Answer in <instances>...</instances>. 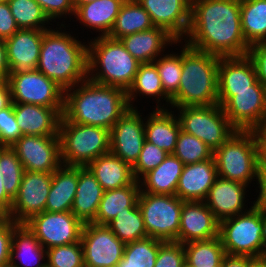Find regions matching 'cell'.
I'll list each match as a JSON object with an SVG mask.
<instances>
[{"instance_id":"1","label":"cell","mask_w":266,"mask_h":267,"mask_svg":"<svg viewBox=\"0 0 266 267\" xmlns=\"http://www.w3.org/2000/svg\"><path fill=\"white\" fill-rule=\"evenodd\" d=\"M183 42L220 57L248 55L240 0H191L190 26Z\"/></svg>"},{"instance_id":"2","label":"cell","mask_w":266,"mask_h":267,"mask_svg":"<svg viewBox=\"0 0 266 267\" xmlns=\"http://www.w3.org/2000/svg\"><path fill=\"white\" fill-rule=\"evenodd\" d=\"M66 30H70L66 24H57L44 32L36 67L64 91L88 76V41L83 38L82 42Z\"/></svg>"},{"instance_id":"3","label":"cell","mask_w":266,"mask_h":267,"mask_svg":"<svg viewBox=\"0 0 266 267\" xmlns=\"http://www.w3.org/2000/svg\"><path fill=\"white\" fill-rule=\"evenodd\" d=\"M129 108L126 91L88 78L64 91L62 116L72 123L111 130Z\"/></svg>"},{"instance_id":"4","label":"cell","mask_w":266,"mask_h":267,"mask_svg":"<svg viewBox=\"0 0 266 267\" xmlns=\"http://www.w3.org/2000/svg\"><path fill=\"white\" fill-rule=\"evenodd\" d=\"M220 56L197 50L182 41V75L170 107L218 104Z\"/></svg>"},{"instance_id":"5","label":"cell","mask_w":266,"mask_h":267,"mask_svg":"<svg viewBox=\"0 0 266 267\" xmlns=\"http://www.w3.org/2000/svg\"><path fill=\"white\" fill-rule=\"evenodd\" d=\"M138 62L119 39L109 36L88 39V76L95 83L127 92L134 82Z\"/></svg>"},{"instance_id":"6","label":"cell","mask_w":266,"mask_h":267,"mask_svg":"<svg viewBox=\"0 0 266 267\" xmlns=\"http://www.w3.org/2000/svg\"><path fill=\"white\" fill-rule=\"evenodd\" d=\"M244 213L220 221L219 237L228 255L264 257L266 251V216L252 201Z\"/></svg>"},{"instance_id":"7","label":"cell","mask_w":266,"mask_h":267,"mask_svg":"<svg viewBox=\"0 0 266 267\" xmlns=\"http://www.w3.org/2000/svg\"><path fill=\"white\" fill-rule=\"evenodd\" d=\"M60 159L66 166H87L94 159L110 152V130L67 121L59 124Z\"/></svg>"},{"instance_id":"8","label":"cell","mask_w":266,"mask_h":267,"mask_svg":"<svg viewBox=\"0 0 266 267\" xmlns=\"http://www.w3.org/2000/svg\"><path fill=\"white\" fill-rule=\"evenodd\" d=\"M218 177L251 187L258 185L257 136L255 131L237 130L213 152ZM256 179V180H255Z\"/></svg>"},{"instance_id":"9","label":"cell","mask_w":266,"mask_h":267,"mask_svg":"<svg viewBox=\"0 0 266 267\" xmlns=\"http://www.w3.org/2000/svg\"><path fill=\"white\" fill-rule=\"evenodd\" d=\"M172 108L177 111L181 130L203 141L213 152L237 131L219 104Z\"/></svg>"},{"instance_id":"10","label":"cell","mask_w":266,"mask_h":267,"mask_svg":"<svg viewBox=\"0 0 266 267\" xmlns=\"http://www.w3.org/2000/svg\"><path fill=\"white\" fill-rule=\"evenodd\" d=\"M183 202L176 195L140 192L138 206L147 236L164 242H176Z\"/></svg>"},{"instance_id":"11","label":"cell","mask_w":266,"mask_h":267,"mask_svg":"<svg viewBox=\"0 0 266 267\" xmlns=\"http://www.w3.org/2000/svg\"><path fill=\"white\" fill-rule=\"evenodd\" d=\"M7 82L13 103L64 108V90L37 69L9 74Z\"/></svg>"},{"instance_id":"12","label":"cell","mask_w":266,"mask_h":267,"mask_svg":"<svg viewBox=\"0 0 266 267\" xmlns=\"http://www.w3.org/2000/svg\"><path fill=\"white\" fill-rule=\"evenodd\" d=\"M47 250L80 242L84 224L71 212L44 211L25 223Z\"/></svg>"},{"instance_id":"13","label":"cell","mask_w":266,"mask_h":267,"mask_svg":"<svg viewBox=\"0 0 266 267\" xmlns=\"http://www.w3.org/2000/svg\"><path fill=\"white\" fill-rule=\"evenodd\" d=\"M80 241L84 267H116L126 245L107 225L95 223L84 224Z\"/></svg>"},{"instance_id":"14","label":"cell","mask_w":266,"mask_h":267,"mask_svg":"<svg viewBox=\"0 0 266 267\" xmlns=\"http://www.w3.org/2000/svg\"><path fill=\"white\" fill-rule=\"evenodd\" d=\"M221 107L236 130L255 131L266 115V87L257 80L252 90L233 91Z\"/></svg>"},{"instance_id":"15","label":"cell","mask_w":266,"mask_h":267,"mask_svg":"<svg viewBox=\"0 0 266 267\" xmlns=\"http://www.w3.org/2000/svg\"><path fill=\"white\" fill-rule=\"evenodd\" d=\"M51 184L52 173L25 171L7 218L17 224H25L33 216L44 212Z\"/></svg>"},{"instance_id":"16","label":"cell","mask_w":266,"mask_h":267,"mask_svg":"<svg viewBox=\"0 0 266 267\" xmlns=\"http://www.w3.org/2000/svg\"><path fill=\"white\" fill-rule=\"evenodd\" d=\"M128 108L110 130V152L128 163H136L145 141V115Z\"/></svg>"},{"instance_id":"17","label":"cell","mask_w":266,"mask_h":267,"mask_svg":"<svg viewBox=\"0 0 266 267\" xmlns=\"http://www.w3.org/2000/svg\"><path fill=\"white\" fill-rule=\"evenodd\" d=\"M11 148L25 171L53 173L62 164L59 135H22Z\"/></svg>"},{"instance_id":"18","label":"cell","mask_w":266,"mask_h":267,"mask_svg":"<svg viewBox=\"0 0 266 267\" xmlns=\"http://www.w3.org/2000/svg\"><path fill=\"white\" fill-rule=\"evenodd\" d=\"M156 27L165 29L177 41L184 40L190 26L191 0H137Z\"/></svg>"},{"instance_id":"19","label":"cell","mask_w":266,"mask_h":267,"mask_svg":"<svg viewBox=\"0 0 266 267\" xmlns=\"http://www.w3.org/2000/svg\"><path fill=\"white\" fill-rule=\"evenodd\" d=\"M220 221L204 201L183 202L176 242L208 240L219 236Z\"/></svg>"},{"instance_id":"20","label":"cell","mask_w":266,"mask_h":267,"mask_svg":"<svg viewBox=\"0 0 266 267\" xmlns=\"http://www.w3.org/2000/svg\"><path fill=\"white\" fill-rule=\"evenodd\" d=\"M258 80L256 68L248 56L220 57L218 66V104L221 106L233 91L252 90Z\"/></svg>"},{"instance_id":"21","label":"cell","mask_w":266,"mask_h":267,"mask_svg":"<svg viewBox=\"0 0 266 267\" xmlns=\"http://www.w3.org/2000/svg\"><path fill=\"white\" fill-rule=\"evenodd\" d=\"M249 187L236 181L217 177L204 202L213 215L221 221L250 209L247 203L248 195H246Z\"/></svg>"},{"instance_id":"22","label":"cell","mask_w":266,"mask_h":267,"mask_svg":"<svg viewBox=\"0 0 266 267\" xmlns=\"http://www.w3.org/2000/svg\"><path fill=\"white\" fill-rule=\"evenodd\" d=\"M45 31L19 29L11 37L5 39L9 74L25 73L36 69Z\"/></svg>"},{"instance_id":"23","label":"cell","mask_w":266,"mask_h":267,"mask_svg":"<svg viewBox=\"0 0 266 267\" xmlns=\"http://www.w3.org/2000/svg\"><path fill=\"white\" fill-rule=\"evenodd\" d=\"M13 109L22 135L58 136L64 108L13 103Z\"/></svg>"},{"instance_id":"24","label":"cell","mask_w":266,"mask_h":267,"mask_svg":"<svg viewBox=\"0 0 266 267\" xmlns=\"http://www.w3.org/2000/svg\"><path fill=\"white\" fill-rule=\"evenodd\" d=\"M218 177L214 157L184 165L177 184L176 196L184 201H204Z\"/></svg>"},{"instance_id":"25","label":"cell","mask_w":266,"mask_h":267,"mask_svg":"<svg viewBox=\"0 0 266 267\" xmlns=\"http://www.w3.org/2000/svg\"><path fill=\"white\" fill-rule=\"evenodd\" d=\"M120 41L141 64L153 63L167 51L168 46L173 47L172 45L179 46L180 44V41H177L165 29L156 26L122 37Z\"/></svg>"},{"instance_id":"26","label":"cell","mask_w":266,"mask_h":267,"mask_svg":"<svg viewBox=\"0 0 266 267\" xmlns=\"http://www.w3.org/2000/svg\"><path fill=\"white\" fill-rule=\"evenodd\" d=\"M126 0H97L87 2L75 7L73 19L79 21L93 34L98 32L97 37L108 36L114 25L120 8ZM93 30V32L91 31Z\"/></svg>"},{"instance_id":"27","label":"cell","mask_w":266,"mask_h":267,"mask_svg":"<svg viewBox=\"0 0 266 267\" xmlns=\"http://www.w3.org/2000/svg\"><path fill=\"white\" fill-rule=\"evenodd\" d=\"M153 109L145 117V140L173 154L181 130L176 112L171 109Z\"/></svg>"},{"instance_id":"28","label":"cell","mask_w":266,"mask_h":267,"mask_svg":"<svg viewBox=\"0 0 266 267\" xmlns=\"http://www.w3.org/2000/svg\"><path fill=\"white\" fill-rule=\"evenodd\" d=\"M104 190L87 166H78L77 190L71 212L83 223H92Z\"/></svg>"},{"instance_id":"29","label":"cell","mask_w":266,"mask_h":267,"mask_svg":"<svg viewBox=\"0 0 266 267\" xmlns=\"http://www.w3.org/2000/svg\"><path fill=\"white\" fill-rule=\"evenodd\" d=\"M126 94L129 108H137L136 102H138V95L139 97L142 95L144 99L153 98L157 104L155 107L156 109H169L170 107L171 98L164 92L158 69L154 63L139 65L134 82L127 90Z\"/></svg>"},{"instance_id":"30","label":"cell","mask_w":266,"mask_h":267,"mask_svg":"<svg viewBox=\"0 0 266 267\" xmlns=\"http://www.w3.org/2000/svg\"><path fill=\"white\" fill-rule=\"evenodd\" d=\"M9 262L15 267H47L46 249L25 224L13 230Z\"/></svg>"},{"instance_id":"31","label":"cell","mask_w":266,"mask_h":267,"mask_svg":"<svg viewBox=\"0 0 266 267\" xmlns=\"http://www.w3.org/2000/svg\"><path fill=\"white\" fill-rule=\"evenodd\" d=\"M78 183V166L61 164L52 173V184L47 197L45 211H71Z\"/></svg>"},{"instance_id":"32","label":"cell","mask_w":266,"mask_h":267,"mask_svg":"<svg viewBox=\"0 0 266 267\" xmlns=\"http://www.w3.org/2000/svg\"><path fill=\"white\" fill-rule=\"evenodd\" d=\"M184 165L174 154H168L163 162L139 180L140 192L175 195Z\"/></svg>"},{"instance_id":"33","label":"cell","mask_w":266,"mask_h":267,"mask_svg":"<svg viewBox=\"0 0 266 267\" xmlns=\"http://www.w3.org/2000/svg\"><path fill=\"white\" fill-rule=\"evenodd\" d=\"M87 167L104 191L125 187L135 180L132 167L111 152L94 159Z\"/></svg>"},{"instance_id":"34","label":"cell","mask_w":266,"mask_h":267,"mask_svg":"<svg viewBox=\"0 0 266 267\" xmlns=\"http://www.w3.org/2000/svg\"><path fill=\"white\" fill-rule=\"evenodd\" d=\"M139 193L140 182L138 180L122 188L104 191L92 223L108 225L117 214L126 212V208H134L138 204Z\"/></svg>"},{"instance_id":"35","label":"cell","mask_w":266,"mask_h":267,"mask_svg":"<svg viewBox=\"0 0 266 267\" xmlns=\"http://www.w3.org/2000/svg\"><path fill=\"white\" fill-rule=\"evenodd\" d=\"M154 27L149 13L138 3L137 0H126L120 8L114 25L109 33L113 39H121L140 31Z\"/></svg>"},{"instance_id":"36","label":"cell","mask_w":266,"mask_h":267,"mask_svg":"<svg viewBox=\"0 0 266 267\" xmlns=\"http://www.w3.org/2000/svg\"><path fill=\"white\" fill-rule=\"evenodd\" d=\"M243 36L251 46L266 41V0L240 1Z\"/></svg>"},{"instance_id":"37","label":"cell","mask_w":266,"mask_h":267,"mask_svg":"<svg viewBox=\"0 0 266 267\" xmlns=\"http://www.w3.org/2000/svg\"><path fill=\"white\" fill-rule=\"evenodd\" d=\"M185 263L190 267H221L226 255L220 237L192 241L183 245Z\"/></svg>"},{"instance_id":"38","label":"cell","mask_w":266,"mask_h":267,"mask_svg":"<svg viewBox=\"0 0 266 267\" xmlns=\"http://www.w3.org/2000/svg\"><path fill=\"white\" fill-rule=\"evenodd\" d=\"M7 3L19 29L48 30L54 27L36 0H7Z\"/></svg>"},{"instance_id":"39","label":"cell","mask_w":266,"mask_h":267,"mask_svg":"<svg viewBox=\"0 0 266 267\" xmlns=\"http://www.w3.org/2000/svg\"><path fill=\"white\" fill-rule=\"evenodd\" d=\"M163 243L152 237L127 243L116 267H154L159 247Z\"/></svg>"},{"instance_id":"40","label":"cell","mask_w":266,"mask_h":267,"mask_svg":"<svg viewBox=\"0 0 266 267\" xmlns=\"http://www.w3.org/2000/svg\"><path fill=\"white\" fill-rule=\"evenodd\" d=\"M107 226L125 244L148 237L138 204L117 214Z\"/></svg>"},{"instance_id":"41","label":"cell","mask_w":266,"mask_h":267,"mask_svg":"<svg viewBox=\"0 0 266 267\" xmlns=\"http://www.w3.org/2000/svg\"><path fill=\"white\" fill-rule=\"evenodd\" d=\"M180 52L167 50L153 63L156 65L161 79L164 92L172 98L179 89L182 75V41H180Z\"/></svg>"},{"instance_id":"42","label":"cell","mask_w":266,"mask_h":267,"mask_svg":"<svg viewBox=\"0 0 266 267\" xmlns=\"http://www.w3.org/2000/svg\"><path fill=\"white\" fill-rule=\"evenodd\" d=\"M0 166L4 189L14 199L25 170L16 152L11 147H0Z\"/></svg>"},{"instance_id":"43","label":"cell","mask_w":266,"mask_h":267,"mask_svg":"<svg viewBox=\"0 0 266 267\" xmlns=\"http://www.w3.org/2000/svg\"><path fill=\"white\" fill-rule=\"evenodd\" d=\"M185 165L211 159L213 151L197 137L180 130L174 153Z\"/></svg>"},{"instance_id":"44","label":"cell","mask_w":266,"mask_h":267,"mask_svg":"<svg viewBox=\"0 0 266 267\" xmlns=\"http://www.w3.org/2000/svg\"><path fill=\"white\" fill-rule=\"evenodd\" d=\"M46 260L47 267H84L81 241L47 249Z\"/></svg>"},{"instance_id":"45","label":"cell","mask_w":266,"mask_h":267,"mask_svg":"<svg viewBox=\"0 0 266 267\" xmlns=\"http://www.w3.org/2000/svg\"><path fill=\"white\" fill-rule=\"evenodd\" d=\"M167 156V152L145 140L139 157L132 166L134 179L139 181L145 174L163 162Z\"/></svg>"},{"instance_id":"46","label":"cell","mask_w":266,"mask_h":267,"mask_svg":"<svg viewBox=\"0 0 266 267\" xmlns=\"http://www.w3.org/2000/svg\"><path fill=\"white\" fill-rule=\"evenodd\" d=\"M21 136L12 103L0 110V147H11Z\"/></svg>"},{"instance_id":"47","label":"cell","mask_w":266,"mask_h":267,"mask_svg":"<svg viewBox=\"0 0 266 267\" xmlns=\"http://www.w3.org/2000/svg\"><path fill=\"white\" fill-rule=\"evenodd\" d=\"M185 264V250L178 242H164L157 254L154 267H183Z\"/></svg>"},{"instance_id":"48","label":"cell","mask_w":266,"mask_h":267,"mask_svg":"<svg viewBox=\"0 0 266 267\" xmlns=\"http://www.w3.org/2000/svg\"><path fill=\"white\" fill-rule=\"evenodd\" d=\"M42 7L48 18L54 23L57 19H63L62 23L57 22L56 24H66L64 20L68 17L71 19L75 13V5L73 0H36ZM71 17V18H70ZM66 18V19H65Z\"/></svg>"},{"instance_id":"49","label":"cell","mask_w":266,"mask_h":267,"mask_svg":"<svg viewBox=\"0 0 266 267\" xmlns=\"http://www.w3.org/2000/svg\"><path fill=\"white\" fill-rule=\"evenodd\" d=\"M248 56L254 62L258 80L266 87V41L251 45Z\"/></svg>"},{"instance_id":"50","label":"cell","mask_w":266,"mask_h":267,"mask_svg":"<svg viewBox=\"0 0 266 267\" xmlns=\"http://www.w3.org/2000/svg\"><path fill=\"white\" fill-rule=\"evenodd\" d=\"M17 225L8 218L0 225V266L9 262L13 230Z\"/></svg>"},{"instance_id":"51","label":"cell","mask_w":266,"mask_h":267,"mask_svg":"<svg viewBox=\"0 0 266 267\" xmlns=\"http://www.w3.org/2000/svg\"><path fill=\"white\" fill-rule=\"evenodd\" d=\"M19 30L7 0L0 3V38L7 39Z\"/></svg>"},{"instance_id":"52","label":"cell","mask_w":266,"mask_h":267,"mask_svg":"<svg viewBox=\"0 0 266 267\" xmlns=\"http://www.w3.org/2000/svg\"><path fill=\"white\" fill-rule=\"evenodd\" d=\"M250 256L228 255L222 260L221 267H249Z\"/></svg>"},{"instance_id":"53","label":"cell","mask_w":266,"mask_h":267,"mask_svg":"<svg viewBox=\"0 0 266 267\" xmlns=\"http://www.w3.org/2000/svg\"><path fill=\"white\" fill-rule=\"evenodd\" d=\"M9 73L10 67L7 59L5 39L0 38V80L7 81Z\"/></svg>"},{"instance_id":"54","label":"cell","mask_w":266,"mask_h":267,"mask_svg":"<svg viewBox=\"0 0 266 267\" xmlns=\"http://www.w3.org/2000/svg\"><path fill=\"white\" fill-rule=\"evenodd\" d=\"M258 177L266 178V142H257Z\"/></svg>"},{"instance_id":"55","label":"cell","mask_w":266,"mask_h":267,"mask_svg":"<svg viewBox=\"0 0 266 267\" xmlns=\"http://www.w3.org/2000/svg\"><path fill=\"white\" fill-rule=\"evenodd\" d=\"M259 190H258V189ZM256 193L258 195L257 198L255 197V204L262 210L266 211V178H259L258 185L256 186Z\"/></svg>"},{"instance_id":"56","label":"cell","mask_w":266,"mask_h":267,"mask_svg":"<svg viewBox=\"0 0 266 267\" xmlns=\"http://www.w3.org/2000/svg\"><path fill=\"white\" fill-rule=\"evenodd\" d=\"M12 96L10 86L7 81L0 82V110L12 104Z\"/></svg>"},{"instance_id":"57","label":"cell","mask_w":266,"mask_h":267,"mask_svg":"<svg viewBox=\"0 0 266 267\" xmlns=\"http://www.w3.org/2000/svg\"><path fill=\"white\" fill-rule=\"evenodd\" d=\"M3 175L0 166V209L8 214L12 208L13 199L6 193L3 186Z\"/></svg>"},{"instance_id":"58","label":"cell","mask_w":266,"mask_h":267,"mask_svg":"<svg viewBox=\"0 0 266 267\" xmlns=\"http://www.w3.org/2000/svg\"><path fill=\"white\" fill-rule=\"evenodd\" d=\"M255 132L257 136V142H266V115Z\"/></svg>"},{"instance_id":"59","label":"cell","mask_w":266,"mask_h":267,"mask_svg":"<svg viewBox=\"0 0 266 267\" xmlns=\"http://www.w3.org/2000/svg\"><path fill=\"white\" fill-rule=\"evenodd\" d=\"M249 267H266V259L264 257L252 258Z\"/></svg>"},{"instance_id":"60","label":"cell","mask_w":266,"mask_h":267,"mask_svg":"<svg viewBox=\"0 0 266 267\" xmlns=\"http://www.w3.org/2000/svg\"><path fill=\"white\" fill-rule=\"evenodd\" d=\"M74 1V5L75 7L80 5V4H84V3H87V2H93V1H97V0H73Z\"/></svg>"},{"instance_id":"61","label":"cell","mask_w":266,"mask_h":267,"mask_svg":"<svg viewBox=\"0 0 266 267\" xmlns=\"http://www.w3.org/2000/svg\"><path fill=\"white\" fill-rule=\"evenodd\" d=\"M7 219V214L0 209V225Z\"/></svg>"},{"instance_id":"62","label":"cell","mask_w":266,"mask_h":267,"mask_svg":"<svg viewBox=\"0 0 266 267\" xmlns=\"http://www.w3.org/2000/svg\"><path fill=\"white\" fill-rule=\"evenodd\" d=\"M0 267H15L12 263L8 262L6 264H3L2 266Z\"/></svg>"},{"instance_id":"63","label":"cell","mask_w":266,"mask_h":267,"mask_svg":"<svg viewBox=\"0 0 266 267\" xmlns=\"http://www.w3.org/2000/svg\"><path fill=\"white\" fill-rule=\"evenodd\" d=\"M183 267H190V266L185 263Z\"/></svg>"}]
</instances>
